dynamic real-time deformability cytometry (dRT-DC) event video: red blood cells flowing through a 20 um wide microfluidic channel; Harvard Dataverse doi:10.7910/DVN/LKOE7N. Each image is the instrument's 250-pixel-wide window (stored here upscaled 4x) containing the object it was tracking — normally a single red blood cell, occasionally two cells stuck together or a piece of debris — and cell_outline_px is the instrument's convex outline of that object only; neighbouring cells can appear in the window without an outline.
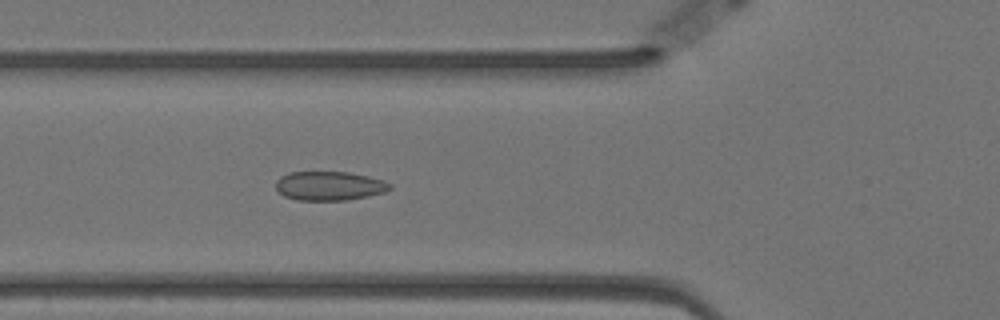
{"species": "Egyptian fruit bat (a non-hibernating species)", "species_latin": "Rousettus aegyptiacus", "temperature_condition": "warm", "stored_images_in_passage": 32, "camera_frame_rate_fps": 3000, "um_per_image_px": 0.085, "animal": {"sex": "female"}, "frame": {"image": 1, "passage_image": 10, "time_ms": 3.0, "image_size_px": [1000, 320], "cell_outline_px": [[392, 188], [384, 192], [368, 196], [348, 200], [296, 200], [284, 196], [276, 188], [276, 180], [280, 176], [288, 172], [348, 172], [368, 176], [384, 180], [392, 184]], "centroid_in_image_um": [28.0, 15.8], "position_along_channel_um": 97.8, "area_um2": 19.42}}
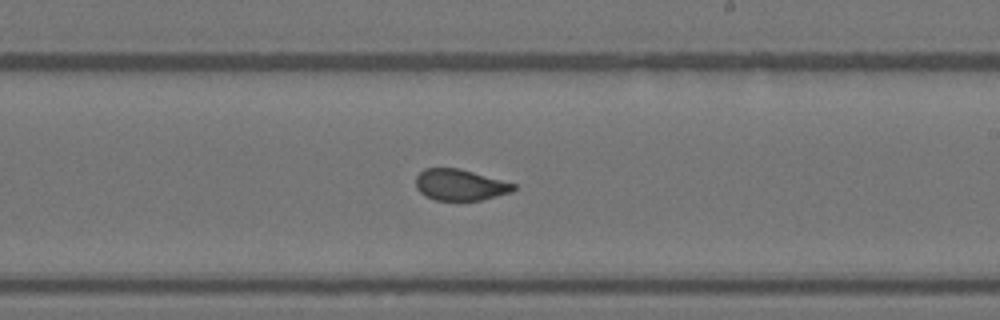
{"frame": {"image": 2, "passage_image": 23, "time_ms": 7.333, "image_size_px": [1000, 320], "cell_outline_px": [[516, 188], [512, 192], [480, 200], [436, 200], [424, 196], [416, 188], [416, 176], [424, 168], [460, 168], [516, 184]], "centroid_in_image_um": [39.09, 15.71], "position_along_channel_um": 249.9, "area_um2": 17.8}}
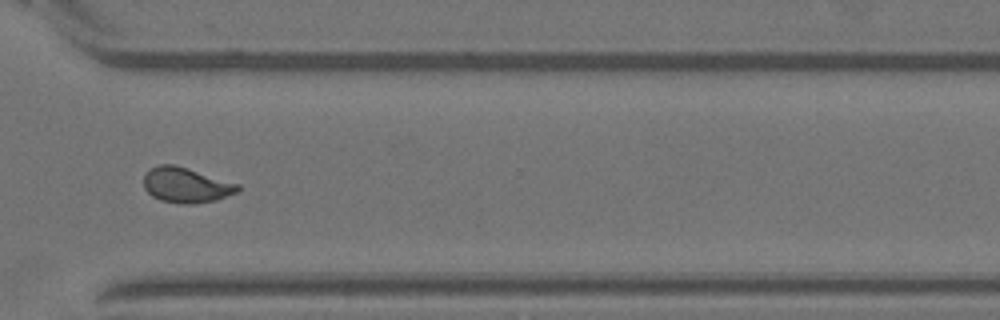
{"frame": {"image": 3, "passage_image": 32, "time_ms": 10.333, "image_size_px": [1000, 320], "cell_outline_px": [[240, 192], [216, 200], [192, 204], [180, 204], [160, 200], [152, 196], [144, 188], [144, 176], [152, 168], [160, 164], [172, 164], [188, 168], [240, 184]], "centroid_in_image_um": [15.86, 15.74], "position_along_channel_um": 354.7, "area_um2": 19.36}}